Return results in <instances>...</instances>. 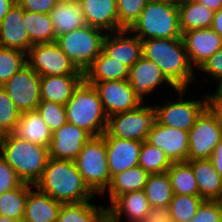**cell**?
<instances>
[{"label":"cell","instance_id":"cell-33","mask_svg":"<svg viewBox=\"0 0 222 222\" xmlns=\"http://www.w3.org/2000/svg\"><path fill=\"white\" fill-rule=\"evenodd\" d=\"M144 192L150 207H169L174 193L168 173L150 174Z\"/></svg>","mask_w":222,"mask_h":222},{"label":"cell","instance_id":"cell-20","mask_svg":"<svg viewBox=\"0 0 222 222\" xmlns=\"http://www.w3.org/2000/svg\"><path fill=\"white\" fill-rule=\"evenodd\" d=\"M24 10L15 2L0 22V46L28 53L30 39L23 24Z\"/></svg>","mask_w":222,"mask_h":222},{"label":"cell","instance_id":"cell-32","mask_svg":"<svg viewBox=\"0 0 222 222\" xmlns=\"http://www.w3.org/2000/svg\"><path fill=\"white\" fill-rule=\"evenodd\" d=\"M23 24L30 39V48L36 44L56 42V35L50 14L24 10Z\"/></svg>","mask_w":222,"mask_h":222},{"label":"cell","instance_id":"cell-31","mask_svg":"<svg viewBox=\"0 0 222 222\" xmlns=\"http://www.w3.org/2000/svg\"><path fill=\"white\" fill-rule=\"evenodd\" d=\"M91 202L62 204L56 222H104L107 219L105 206H96Z\"/></svg>","mask_w":222,"mask_h":222},{"label":"cell","instance_id":"cell-22","mask_svg":"<svg viewBox=\"0 0 222 222\" xmlns=\"http://www.w3.org/2000/svg\"><path fill=\"white\" fill-rule=\"evenodd\" d=\"M86 25L107 33L119 31L116 0H79Z\"/></svg>","mask_w":222,"mask_h":222},{"label":"cell","instance_id":"cell-15","mask_svg":"<svg viewBox=\"0 0 222 222\" xmlns=\"http://www.w3.org/2000/svg\"><path fill=\"white\" fill-rule=\"evenodd\" d=\"M91 137L84 129L66 122L52 133L48 147L49 157L74 161Z\"/></svg>","mask_w":222,"mask_h":222},{"label":"cell","instance_id":"cell-52","mask_svg":"<svg viewBox=\"0 0 222 222\" xmlns=\"http://www.w3.org/2000/svg\"><path fill=\"white\" fill-rule=\"evenodd\" d=\"M0 222H22L0 215Z\"/></svg>","mask_w":222,"mask_h":222},{"label":"cell","instance_id":"cell-25","mask_svg":"<svg viewBox=\"0 0 222 222\" xmlns=\"http://www.w3.org/2000/svg\"><path fill=\"white\" fill-rule=\"evenodd\" d=\"M193 169L203 200L216 201L222 189V176L214 168L210 159L188 160Z\"/></svg>","mask_w":222,"mask_h":222},{"label":"cell","instance_id":"cell-21","mask_svg":"<svg viewBox=\"0 0 222 222\" xmlns=\"http://www.w3.org/2000/svg\"><path fill=\"white\" fill-rule=\"evenodd\" d=\"M110 204L106 207L107 219L110 222H121L122 215H125L129 222H140L150 208L144 190L119 195Z\"/></svg>","mask_w":222,"mask_h":222},{"label":"cell","instance_id":"cell-45","mask_svg":"<svg viewBox=\"0 0 222 222\" xmlns=\"http://www.w3.org/2000/svg\"><path fill=\"white\" fill-rule=\"evenodd\" d=\"M23 10L34 13L50 14L57 0H16Z\"/></svg>","mask_w":222,"mask_h":222},{"label":"cell","instance_id":"cell-6","mask_svg":"<svg viewBox=\"0 0 222 222\" xmlns=\"http://www.w3.org/2000/svg\"><path fill=\"white\" fill-rule=\"evenodd\" d=\"M74 162L89 189L95 195H104L111 181L104 138L91 137Z\"/></svg>","mask_w":222,"mask_h":222},{"label":"cell","instance_id":"cell-8","mask_svg":"<svg viewBox=\"0 0 222 222\" xmlns=\"http://www.w3.org/2000/svg\"><path fill=\"white\" fill-rule=\"evenodd\" d=\"M157 123L155 107L142 103L135 109L108 117L106 132L114 138L143 142Z\"/></svg>","mask_w":222,"mask_h":222},{"label":"cell","instance_id":"cell-19","mask_svg":"<svg viewBox=\"0 0 222 222\" xmlns=\"http://www.w3.org/2000/svg\"><path fill=\"white\" fill-rule=\"evenodd\" d=\"M102 137L107 149V163L111 177L138 165L142 141L111 137L105 132Z\"/></svg>","mask_w":222,"mask_h":222},{"label":"cell","instance_id":"cell-55","mask_svg":"<svg viewBox=\"0 0 222 222\" xmlns=\"http://www.w3.org/2000/svg\"><path fill=\"white\" fill-rule=\"evenodd\" d=\"M5 135H6V134L0 129V143H1L2 140L4 139Z\"/></svg>","mask_w":222,"mask_h":222},{"label":"cell","instance_id":"cell-24","mask_svg":"<svg viewBox=\"0 0 222 222\" xmlns=\"http://www.w3.org/2000/svg\"><path fill=\"white\" fill-rule=\"evenodd\" d=\"M83 80L84 75L41 76L40 101L65 105Z\"/></svg>","mask_w":222,"mask_h":222},{"label":"cell","instance_id":"cell-37","mask_svg":"<svg viewBox=\"0 0 222 222\" xmlns=\"http://www.w3.org/2000/svg\"><path fill=\"white\" fill-rule=\"evenodd\" d=\"M204 200L199 195L173 194L169 210L174 222H190Z\"/></svg>","mask_w":222,"mask_h":222},{"label":"cell","instance_id":"cell-44","mask_svg":"<svg viewBox=\"0 0 222 222\" xmlns=\"http://www.w3.org/2000/svg\"><path fill=\"white\" fill-rule=\"evenodd\" d=\"M206 75H211L218 81V86L222 84V47L199 68Z\"/></svg>","mask_w":222,"mask_h":222},{"label":"cell","instance_id":"cell-12","mask_svg":"<svg viewBox=\"0 0 222 222\" xmlns=\"http://www.w3.org/2000/svg\"><path fill=\"white\" fill-rule=\"evenodd\" d=\"M180 100L164 105H153L157 110L158 123L173 128L190 131L197 117L207 107V94L204 99L183 100L186 89H178ZM184 94V95H183ZM206 98V99H205Z\"/></svg>","mask_w":222,"mask_h":222},{"label":"cell","instance_id":"cell-3","mask_svg":"<svg viewBox=\"0 0 222 222\" xmlns=\"http://www.w3.org/2000/svg\"><path fill=\"white\" fill-rule=\"evenodd\" d=\"M0 155L16 171L19 178L35 185L49 159L48 147L19 139L7 133L0 143Z\"/></svg>","mask_w":222,"mask_h":222},{"label":"cell","instance_id":"cell-42","mask_svg":"<svg viewBox=\"0 0 222 222\" xmlns=\"http://www.w3.org/2000/svg\"><path fill=\"white\" fill-rule=\"evenodd\" d=\"M190 222H222V207L216 201L204 200Z\"/></svg>","mask_w":222,"mask_h":222},{"label":"cell","instance_id":"cell-23","mask_svg":"<svg viewBox=\"0 0 222 222\" xmlns=\"http://www.w3.org/2000/svg\"><path fill=\"white\" fill-rule=\"evenodd\" d=\"M61 205L33 186L28 191L22 222H56Z\"/></svg>","mask_w":222,"mask_h":222},{"label":"cell","instance_id":"cell-5","mask_svg":"<svg viewBox=\"0 0 222 222\" xmlns=\"http://www.w3.org/2000/svg\"><path fill=\"white\" fill-rule=\"evenodd\" d=\"M129 31L141 41L181 38L178 2L149 1Z\"/></svg>","mask_w":222,"mask_h":222},{"label":"cell","instance_id":"cell-7","mask_svg":"<svg viewBox=\"0 0 222 222\" xmlns=\"http://www.w3.org/2000/svg\"><path fill=\"white\" fill-rule=\"evenodd\" d=\"M105 35L100 29L85 25L58 36L56 43L73 64L85 72L101 53Z\"/></svg>","mask_w":222,"mask_h":222},{"label":"cell","instance_id":"cell-2","mask_svg":"<svg viewBox=\"0 0 222 222\" xmlns=\"http://www.w3.org/2000/svg\"><path fill=\"white\" fill-rule=\"evenodd\" d=\"M143 56L160 68L177 88L186 89L196 81L182 38H151L142 41Z\"/></svg>","mask_w":222,"mask_h":222},{"label":"cell","instance_id":"cell-14","mask_svg":"<svg viewBox=\"0 0 222 222\" xmlns=\"http://www.w3.org/2000/svg\"><path fill=\"white\" fill-rule=\"evenodd\" d=\"M188 134L189 131L157 123L146 141L163 150L172 162H184L188 161Z\"/></svg>","mask_w":222,"mask_h":222},{"label":"cell","instance_id":"cell-11","mask_svg":"<svg viewBox=\"0 0 222 222\" xmlns=\"http://www.w3.org/2000/svg\"><path fill=\"white\" fill-rule=\"evenodd\" d=\"M40 79L41 76L26 64L1 87L20 113L35 111L40 102Z\"/></svg>","mask_w":222,"mask_h":222},{"label":"cell","instance_id":"cell-29","mask_svg":"<svg viewBox=\"0 0 222 222\" xmlns=\"http://www.w3.org/2000/svg\"><path fill=\"white\" fill-rule=\"evenodd\" d=\"M181 32L193 29H208L211 27L214 13L207 6L195 0L178 1Z\"/></svg>","mask_w":222,"mask_h":222},{"label":"cell","instance_id":"cell-50","mask_svg":"<svg viewBox=\"0 0 222 222\" xmlns=\"http://www.w3.org/2000/svg\"><path fill=\"white\" fill-rule=\"evenodd\" d=\"M195 1L207 6L213 12H216L222 8V0H195Z\"/></svg>","mask_w":222,"mask_h":222},{"label":"cell","instance_id":"cell-30","mask_svg":"<svg viewBox=\"0 0 222 222\" xmlns=\"http://www.w3.org/2000/svg\"><path fill=\"white\" fill-rule=\"evenodd\" d=\"M149 175L148 172L137 165L113 175L104 193L108 192L109 201L112 202L119 195L144 190Z\"/></svg>","mask_w":222,"mask_h":222},{"label":"cell","instance_id":"cell-10","mask_svg":"<svg viewBox=\"0 0 222 222\" xmlns=\"http://www.w3.org/2000/svg\"><path fill=\"white\" fill-rule=\"evenodd\" d=\"M222 140V130L211 110L206 107L197 117L188 134V160L210 159Z\"/></svg>","mask_w":222,"mask_h":222},{"label":"cell","instance_id":"cell-38","mask_svg":"<svg viewBox=\"0 0 222 222\" xmlns=\"http://www.w3.org/2000/svg\"><path fill=\"white\" fill-rule=\"evenodd\" d=\"M26 64V53L0 46V85L2 86Z\"/></svg>","mask_w":222,"mask_h":222},{"label":"cell","instance_id":"cell-28","mask_svg":"<svg viewBox=\"0 0 222 222\" xmlns=\"http://www.w3.org/2000/svg\"><path fill=\"white\" fill-rule=\"evenodd\" d=\"M50 15L56 38L86 25L79 1L57 2Z\"/></svg>","mask_w":222,"mask_h":222},{"label":"cell","instance_id":"cell-27","mask_svg":"<svg viewBox=\"0 0 222 222\" xmlns=\"http://www.w3.org/2000/svg\"><path fill=\"white\" fill-rule=\"evenodd\" d=\"M129 68L103 51L84 72L86 82L117 81L128 79Z\"/></svg>","mask_w":222,"mask_h":222},{"label":"cell","instance_id":"cell-47","mask_svg":"<svg viewBox=\"0 0 222 222\" xmlns=\"http://www.w3.org/2000/svg\"><path fill=\"white\" fill-rule=\"evenodd\" d=\"M207 107L215 115L218 125L222 130V99L215 93H207Z\"/></svg>","mask_w":222,"mask_h":222},{"label":"cell","instance_id":"cell-13","mask_svg":"<svg viewBox=\"0 0 222 222\" xmlns=\"http://www.w3.org/2000/svg\"><path fill=\"white\" fill-rule=\"evenodd\" d=\"M87 83L96 89L107 117L135 109L142 104L128 79Z\"/></svg>","mask_w":222,"mask_h":222},{"label":"cell","instance_id":"cell-53","mask_svg":"<svg viewBox=\"0 0 222 222\" xmlns=\"http://www.w3.org/2000/svg\"><path fill=\"white\" fill-rule=\"evenodd\" d=\"M215 93L222 99V84L217 86V89H216Z\"/></svg>","mask_w":222,"mask_h":222},{"label":"cell","instance_id":"cell-54","mask_svg":"<svg viewBox=\"0 0 222 222\" xmlns=\"http://www.w3.org/2000/svg\"><path fill=\"white\" fill-rule=\"evenodd\" d=\"M216 202L222 207V189H221L220 195L217 198Z\"/></svg>","mask_w":222,"mask_h":222},{"label":"cell","instance_id":"cell-26","mask_svg":"<svg viewBox=\"0 0 222 222\" xmlns=\"http://www.w3.org/2000/svg\"><path fill=\"white\" fill-rule=\"evenodd\" d=\"M13 134L19 139L44 147H49L52 139V132L36 110L20 113L19 123Z\"/></svg>","mask_w":222,"mask_h":222},{"label":"cell","instance_id":"cell-1","mask_svg":"<svg viewBox=\"0 0 222 222\" xmlns=\"http://www.w3.org/2000/svg\"><path fill=\"white\" fill-rule=\"evenodd\" d=\"M34 187L62 204L92 201L96 196L72 160L49 157L44 172Z\"/></svg>","mask_w":222,"mask_h":222},{"label":"cell","instance_id":"cell-39","mask_svg":"<svg viewBox=\"0 0 222 222\" xmlns=\"http://www.w3.org/2000/svg\"><path fill=\"white\" fill-rule=\"evenodd\" d=\"M150 0H116L119 31L130 29Z\"/></svg>","mask_w":222,"mask_h":222},{"label":"cell","instance_id":"cell-16","mask_svg":"<svg viewBox=\"0 0 222 222\" xmlns=\"http://www.w3.org/2000/svg\"><path fill=\"white\" fill-rule=\"evenodd\" d=\"M102 51L129 69L143 56L142 41L128 29L107 33L103 39Z\"/></svg>","mask_w":222,"mask_h":222},{"label":"cell","instance_id":"cell-57","mask_svg":"<svg viewBox=\"0 0 222 222\" xmlns=\"http://www.w3.org/2000/svg\"><path fill=\"white\" fill-rule=\"evenodd\" d=\"M150 1L178 2L179 0H150Z\"/></svg>","mask_w":222,"mask_h":222},{"label":"cell","instance_id":"cell-36","mask_svg":"<svg viewBox=\"0 0 222 222\" xmlns=\"http://www.w3.org/2000/svg\"><path fill=\"white\" fill-rule=\"evenodd\" d=\"M172 161L160 148L148 143L142 142L139 152L138 165L149 174L164 173L172 165Z\"/></svg>","mask_w":222,"mask_h":222},{"label":"cell","instance_id":"cell-46","mask_svg":"<svg viewBox=\"0 0 222 222\" xmlns=\"http://www.w3.org/2000/svg\"><path fill=\"white\" fill-rule=\"evenodd\" d=\"M140 222H174L169 207H150Z\"/></svg>","mask_w":222,"mask_h":222},{"label":"cell","instance_id":"cell-51","mask_svg":"<svg viewBox=\"0 0 222 222\" xmlns=\"http://www.w3.org/2000/svg\"><path fill=\"white\" fill-rule=\"evenodd\" d=\"M15 2L16 0H0V22L6 16Z\"/></svg>","mask_w":222,"mask_h":222},{"label":"cell","instance_id":"cell-56","mask_svg":"<svg viewBox=\"0 0 222 222\" xmlns=\"http://www.w3.org/2000/svg\"><path fill=\"white\" fill-rule=\"evenodd\" d=\"M79 0H57V2H77Z\"/></svg>","mask_w":222,"mask_h":222},{"label":"cell","instance_id":"cell-49","mask_svg":"<svg viewBox=\"0 0 222 222\" xmlns=\"http://www.w3.org/2000/svg\"><path fill=\"white\" fill-rule=\"evenodd\" d=\"M210 28L222 37V8L214 13V18Z\"/></svg>","mask_w":222,"mask_h":222},{"label":"cell","instance_id":"cell-40","mask_svg":"<svg viewBox=\"0 0 222 222\" xmlns=\"http://www.w3.org/2000/svg\"><path fill=\"white\" fill-rule=\"evenodd\" d=\"M53 133L67 122L65 105L51 101H40L36 110Z\"/></svg>","mask_w":222,"mask_h":222},{"label":"cell","instance_id":"cell-35","mask_svg":"<svg viewBox=\"0 0 222 222\" xmlns=\"http://www.w3.org/2000/svg\"><path fill=\"white\" fill-rule=\"evenodd\" d=\"M33 186L23 183L20 187L0 194V215L22 221L28 191Z\"/></svg>","mask_w":222,"mask_h":222},{"label":"cell","instance_id":"cell-18","mask_svg":"<svg viewBox=\"0 0 222 222\" xmlns=\"http://www.w3.org/2000/svg\"><path fill=\"white\" fill-rule=\"evenodd\" d=\"M128 82L135 95L144 103V96L154 92L156 87L166 82L174 91L178 89L165 77L155 62L142 56L130 69Z\"/></svg>","mask_w":222,"mask_h":222},{"label":"cell","instance_id":"cell-43","mask_svg":"<svg viewBox=\"0 0 222 222\" xmlns=\"http://www.w3.org/2000/svg\"><path fill=\"white\" fill-rule=\"evenodd\" d=\"M24 182L0 155V194L20 187Z\"/></svg>","mask_w":222,"mask_h":222},{"label":"cell","instance_id":"cell-34","mask_svg":"<svg viewBox=\"0 0 222 222\" xmlns=\"http://www.w3.org/2000/svg\"><path fill=\"white\" fill-rule=\"evenodd\" d=\"M167 173L174 194L199 195V188L192 166L187 161L173 162Z\"/></svg>","mask_w":222,"mask_h":222},{"label":"cell","instance_id":"cell-17","mask_svg":"<svg viewBox=\"0 0 222 222\" xmlns=\"http://www.w3.org/2000/svg\"><path fill=\"white\" fill-rule=\"evenodd\" d=\"M192 67L198 69L222 47V37L213 29H193L181 35Z\"/></svg>","mask_w":222,"mask_h":222},{"label":"cell","instance_id":"cell-4","mask_svg":"<svg viewBox=\"0 0 222 222\" xmlns=\"http://www.w3.org/2000/svg\"><path fill=\"white\" fill-rule=\"evenodd\" d=\"M67 122L87 131L92 137L107 130L108 117L93 85L83 80L65 104Z\"/></svg>","mask_w":222,"mask_h":222},{"label":"cell","instance_id":"cell-48","mask_svg":"<svg viewBox=\"0 0 222 222\" xmlns=\"http://www.w3.org/2000/svg\"><path fill=\"white\" fill-rule=\"evenodd\" d=\"M210 160L212 161L214 168L222 176V140L214 148Z\"/></svg>","mask_w":222,"mask_h":222},{"label":"cell","instance_id":"cell-41","mask_svg":"<svg viewBox=\"0 0 222 222\" xmlns=\"http://www.w3.org/2000/svg\"><path fill=\"white\" fill-rule=\"evenodd\" d=\"M20 112L5 90L0 87V129L13 133L19 123Z\"/></svg>","mask_w":222,"mask_h":222},{"label":"cell","instance_id":"cell-9","mask_svg":"<svg viewBox=\"0 0 222 222\" xmlns=\"http://www.w3.org/2000/svg\"><path fill=\"white\" fill-rule=\"evenodd\" d=\"M27 64L40 76L84 75L56 42L33 45L27 53Z\"/></svg>","mask_w":222,"mask_h":222}]
</instances>
